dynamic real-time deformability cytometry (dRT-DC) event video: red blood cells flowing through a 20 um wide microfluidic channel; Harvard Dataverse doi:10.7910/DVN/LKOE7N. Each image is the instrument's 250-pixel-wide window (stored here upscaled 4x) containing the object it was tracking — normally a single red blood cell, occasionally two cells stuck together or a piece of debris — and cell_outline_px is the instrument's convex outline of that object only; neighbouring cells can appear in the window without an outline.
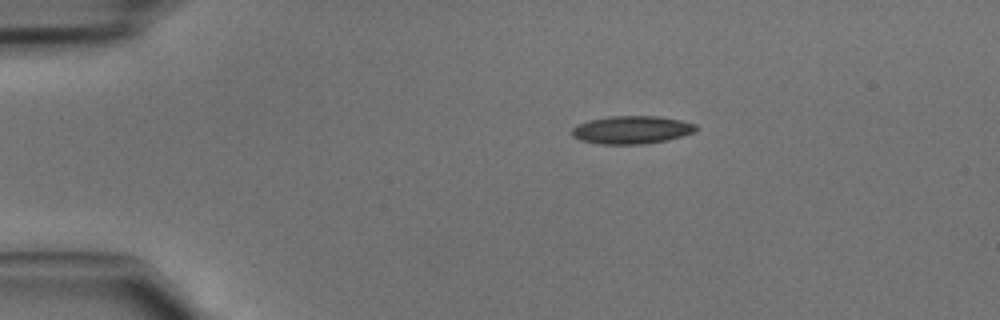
{"species": "common noctule bat (a hibernating species)", "species_latin": "Nyctalus noctula", "temperature_condition": "cold", "stored_images_in_passage": 38, "camera_frame_rate_fps": 3000, "um_per_image_px": 0.085, "animal": {"sex": "male", "body_mass_g": 15.6}, "frame": {"image": 1, "passage_image": 1, "time_ms": 0.0, "image_size_px": [1000, 320], "cell_outline_px": [[696, 128], [692, 132], [668, 140], [644, 144], [600, 144], [580, 140], [572, 136], [572, 128], [588, 120], [608, 116], [660, 116], [680, 120], [696, 124]], "centroid_in_image_um": [53.67, 11.03], "position_along_channel_um": 31.3, "area_um2": 20.11}}
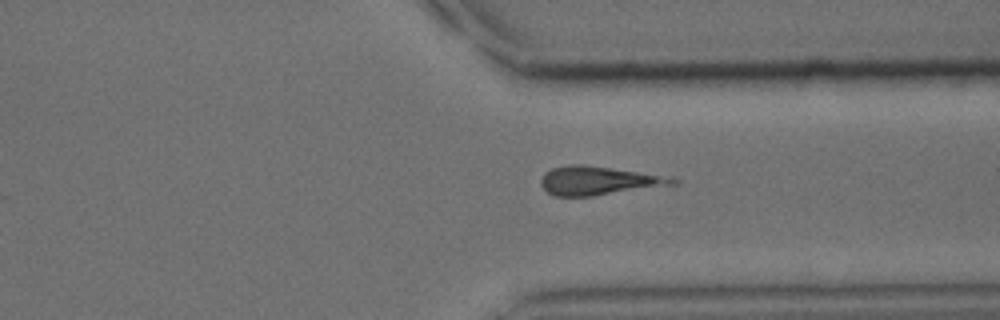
{"frame": {"image": 2, "passage_image": 27, "time_ms": 8.667, "image_size_px": [1000, 320], "cell_outline_px": [[680, 180], [676, 184], [592, 196], [556, 196], [548, 192], [540, 184], [540, 180], [544, 172], [552, 168], [568, 164], [584, 164], [672, 176]], "centroid_in_image_um": [50.9, 15.34], "position_along_channel_um": 360.5, "area_um2": 22.2}}
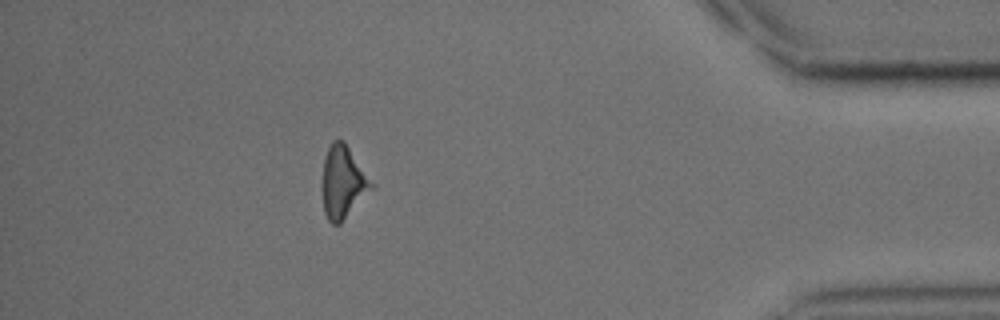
{"frame": {"image": 3, "passage_image": 33, "time_ms": 10.667, "image_size_px": [1000, 320], "cell_outline_px": [[376, 184], [340, 224], [332, 224], [328, 220], [324, 212], [324, 156], [332, 140], [344, 140]], "centroid_in_image_um": [29.2, 15.45], "position_along_channel_um": 406.0, "area_um2": 20.52}}